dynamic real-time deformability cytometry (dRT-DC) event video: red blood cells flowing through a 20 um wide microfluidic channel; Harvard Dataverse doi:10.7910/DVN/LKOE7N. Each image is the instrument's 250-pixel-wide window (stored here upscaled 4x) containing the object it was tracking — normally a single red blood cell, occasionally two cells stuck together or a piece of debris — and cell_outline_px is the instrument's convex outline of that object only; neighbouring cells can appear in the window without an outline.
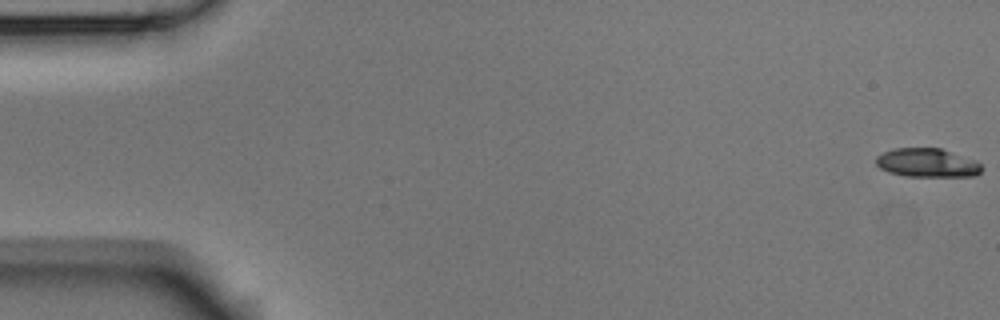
{"species": "Egyptian fruit bat (a non-hibernating species)", "species_latin": "Rousettus aegyptiacus", "temperature_condition": "room temperature", "stored_images_in_passage": 4, "camera_frame_rate_fps": 3000, "um_per_image_px": 0.085, "animal": {"sex": "male"}, "frame": {"image": 1, "passage_image": 1, "time_ms": 0.0, "image_size_px": [1000, 320], "cell_outline_px": [[984, 168], [976, 176], [908, 176], [888, 172], [880, 168], [876, 164], [876, 156], [892, 148], [940, 148], [976, 160]], "centroid_in_image_um": [78.82, 13.84], "position_along_channel_um": 6.2, "area_um2": 17.74}}
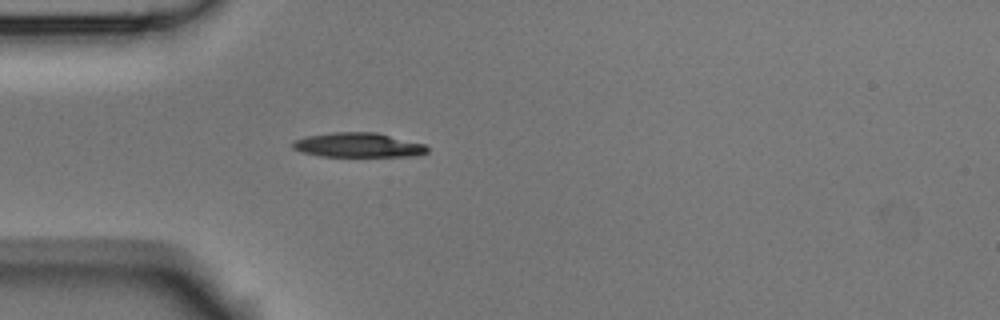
{"frame": {"image": 2, "passage_image": 4, "time_ms": 1.0, "image_size_px": [1000, 320], "cell_outline_px": [[428, 152], [412, 156], [320, 156], [300, 152], [292, 148], [292, 140], [308, 136], [332, 132], [376, 132], [424, 144], [428, 148]], "centroid_in_image_um": [30.4, 12.33], "position_along_channel_um": 54.6, "area_um2": 19.19}}